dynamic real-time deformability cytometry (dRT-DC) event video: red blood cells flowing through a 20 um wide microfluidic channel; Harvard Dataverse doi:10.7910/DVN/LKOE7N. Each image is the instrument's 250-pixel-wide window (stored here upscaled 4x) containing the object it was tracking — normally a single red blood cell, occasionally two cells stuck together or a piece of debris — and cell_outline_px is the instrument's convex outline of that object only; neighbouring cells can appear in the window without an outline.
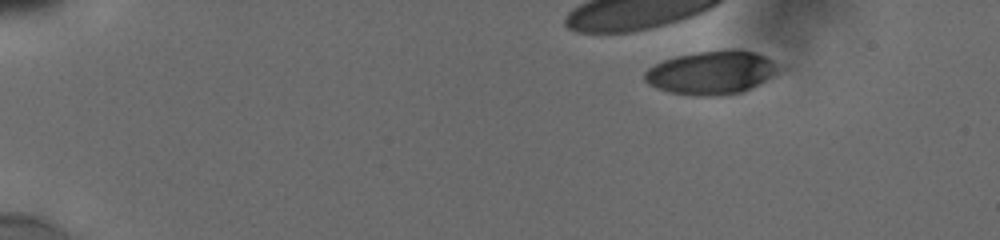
{"species": "human", "species_latin": "Homo sapiens", "temperature_condition": "cold", "stored_images_in_passage": 21, "camera_frame_rate_fps": 3000, "um_per_image_px": 0.085, "donor": {"sex": "male"}, "frame": {"image": 1, "passage_image": 1, "time_ms": 0.0, "image_size_px": [1000, 240], "cell_outline_px": [[788, 68], [740, 92], [720, 96], [696, 96], [668, 92], [656, 88], [648, 84], [644, 80], [644, 72], [648, 68], [664, 60], [676, 56], [696, 52], [732, 48], [736, 48], [752, 52], [764, 56], [784, 64]], "centroid_in_image_um": [60.53, 6.15], "position_along_channel_um": 24.5, "area_um2": 34.45}}